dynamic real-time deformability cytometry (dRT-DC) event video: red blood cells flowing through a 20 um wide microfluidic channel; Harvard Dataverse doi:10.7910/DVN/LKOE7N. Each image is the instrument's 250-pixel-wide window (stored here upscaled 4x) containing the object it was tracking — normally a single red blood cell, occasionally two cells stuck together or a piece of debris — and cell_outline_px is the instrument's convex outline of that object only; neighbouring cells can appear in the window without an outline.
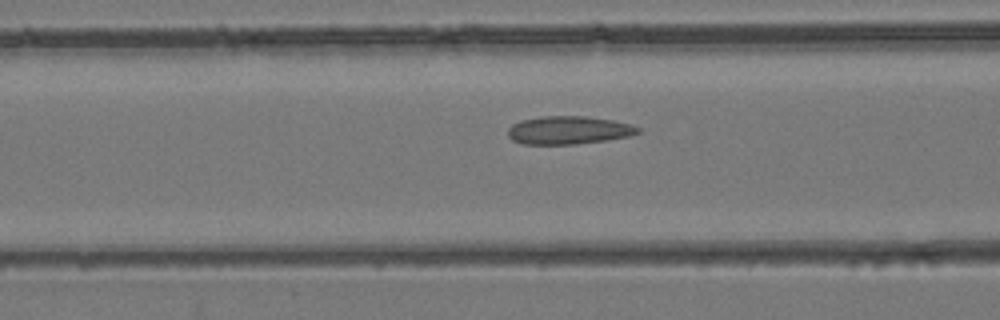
{"species": "common noctule bat (a hibernating species)", "species_latin": "Nyctalus noctula", "temperature_condition": "room temperature", "stored_images_in_passage": 32, "camera_frame_rate_fps": 3000, "um_per_image_px": 0.085, "animal": {"sex": "female", "body_mass_g": 24.6, "forearm_length_mm": 56.2}, "frame": {"image": 1, "passage_image": 6, "time_ms": 1.667, "image_size_px": [1000, 320], "cell_outline_px": [[640, 132], [632, 136], [576, 144], [524, 144], [512, 140], [508, 136], [508, 128], [512, 124], [520, 120], [540, 116], [588, 116], [612, 120], [632, 124], [640, 128]], "centroid_in_image_um": [48.33, 11.06], "position_along_channel_um": 118.3, "area_um2": 21.44}}
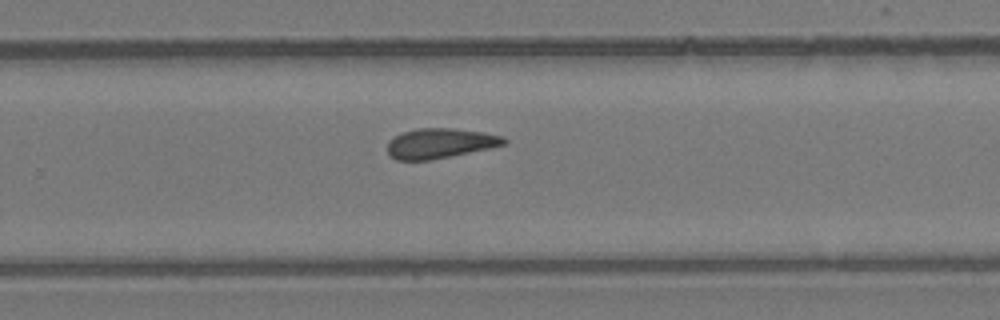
{"frame": {"image": 2, "passage_image": 17, "time_ms": 5.333, "image_size_px": [1000, 320], "cell_outline_px": [[508, 140], [504, 144], [488, 148], [432, 160], [396, 160], [388, 152], [388, 140], [404, 132], [416, 128], [452, 128], [484, 132], [504, 136]], "centroid_in_image_um": [37.41, 12.17], "position_along_channel_um": 292.4, "area_um2": 20.23}}
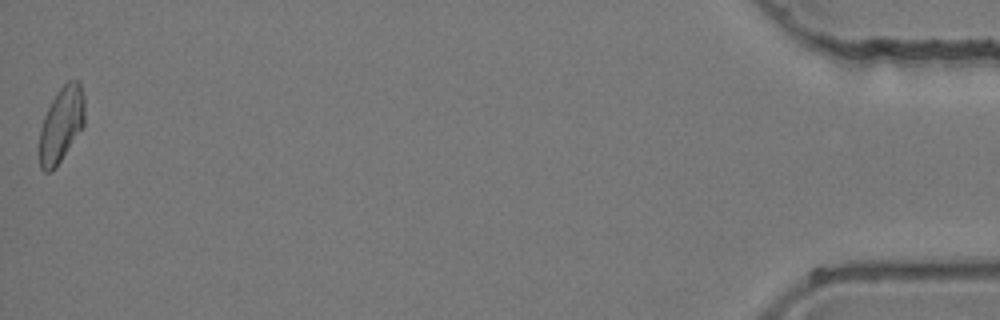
{"frame": {"image": 3, "passage_image": 32, "time_ms": 10.333, "image_size_px": [1000, 320], "cell_outline_px": [[84, 128], [56, 168], [52, 172], [44, 172], [40, 168], [40, 128], [44, 116], [56, 92], [68, 80], [80, 80], [84, 96]], "centroid_in_image_um": [5.23, 10.6], "position_along_channel_um": 430.0, "area_um2": 20.23}}